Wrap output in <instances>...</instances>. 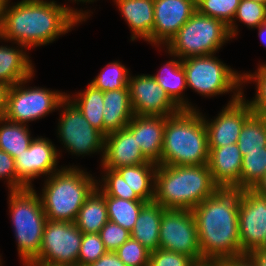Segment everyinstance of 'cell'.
<instances>
[{"label": "cell", "mask_w": 266, "mask_h": 266, "mask_svg": "<svg viewBox=\"0 0 266 266\" xmlns=\"http://www.w3.org/2000/svg\"><path fill=\"white\" fill-rule=\"evenodd\" d=\"M107 252L99 233H83L78 266H88Z\"/></svg>", "instance_id": "39"}, {"label": "cell", "mask_w": 266, "mask_h": 266, "mask_svg": "<svg viewBox=\"0 0 266 266\" xmlns=\"http://www.w3.org/2000/svg\"><path fill=\"white\" fill-rule=\"evenodd\" d=\"M7 0H0V34L2 30V25H3V11H4V6L6 4Z\"/></svg>", "instance_id": "50"}, {"label": "cell", "mask_w": 266, "mask_h": 266, "mask_svg": "<svg viewBox=\"0 0 266 266\" xmlns=\"http://www.w3.org/2000/svg\"><path fill=\"white\" fill-rule=\"evenodd\" d=\"M101 181L97 180V186L108 196L125 199L141 200L133 190H130L122 176L112 169H102Z\"/></svg>", "instance_id": "37"}, {"label": "cell", "mask_w": 266, "mask_h": 266, "mask_svg": "<svg viewBox=\"0 0 266 266\" xmlns=\"http://www.w3.org/2000/svg\"><path fill=\"white\" fill-rule=\"evenodd\" d=\"M96 188L105 196L109 221L117 223L131 232L141 209L147 202L143 200H125L108 196L98 186Z\"/></svg>", "instance_id": "30"}, {"label": "cell", "mask_w": 266, "mask_h": 266, "mask_svg": "<svg viewBox=\"0 0 266 266\" xmlns=\"http://www.w3.org/2000/svg\"><path fill=\"white\" fill-rule=\"evenodd\" d=\"M100 238L107 251L115 252L131 236L130 231L117 223L108 221L99 232Z\"/></svg>", "instance_id": "40"}, {"label": "cell", "mask_w": 266, "mask_h": 266, "mask_svg": "<svg viewBox=\"0 0 266 266\" xmlns=\"http://www.w3.org/2000/svg\"><path fill=\"white\" fill-rule=\"evenodd\" d=\"M17 45H0V81L10 86L35 75V67L26 52L28 49Z\"/></svg>", "instance_id": "23"}, {"label": "cell", "mask_w": 266, "mask_h": 266, "mask_svg": "<svg viewBox=\"0 0 266 266\" xmlns=\"http://www.w3.org/2000/svg\"><path fill=\"white\" fill-rule=\"evenodd\" d=\"M249 1H254V2L266 5V0H249Z\"/></svg>", "instance_id": "52"}, {"label": "cell", "mask_w": 266, "mask_h": 266, "mask_svg": "<svg viewBox=\"0 0 266 266\" xmlns=\"http://www.w3.org/2000/svg\"><path fill=\"white\" fill-rule=\"evenodd\" d=\"M128 88L135 115L167 117L181 110L151 74H130Z\"/></svg>", "instance_id": "15"}, {"label": "cell", "mask_w": 266, "mask_h": 266, "mask_svg": "<svg viewBox=\"0 0 266 266\" xmlns=\"http://www.w3.org/2000/svg\"><path fill=\"white\" fill-rule=\"evenodd\" d=\"M115 252L126 266H148L151 253V251L132 237L124 242Z\"/></svg>", "instance_id": "38"}, {"label": "cell", "mask_w": 266, "mask_h": 266, "mask_svg": "<svg viewBox=\"0 0 266 266\" xmlns=\"http://www.w3.org/2000/svg\"><path fill=\"white\" fill-rule=\"evenodd\" d=\"M32 188L8 191V208L17 251L22 265L28 266L39 255L47 221L41 199Z\"/></svg>", "instance_id": "6"}, {"label": "cell", "mask_w": 266, "mask_h": 266, "mask_svg": "<svg viewBox=\"0 0 266 266\" xmlns=\"http://www.w3.org/2000/svg\"><path fill=\"white\" fill-rule=\"evenodd\" d=\"M194 266H221L220 261H202L196 263Z\"/></svg>", "instance_id": "49"}, {"label": "cell", "mask_w": 266, "mask_h": 266, "mask_svg": "<svg viewBox=\"0 0 266 266\" xmlns=\"http://www.w3.org/2000/svg\"><path fill=\"white\" fill-rule=\"evenodd\" d=\"M131 30L130 41H146L154 27V0H113Z\"/></svg>", "instance_id": "21"}, {"label": "cell", "mask_w": 266, "mask_h": 266, "mask_svg": "<svg viewBox=\"0 0 266 266\" xmlns=\"http://www.w3.org/2000/svg\"><path fill=\"white\" fill-rule=\"evenodd\" d=\"M166 209L155 202L147 203L134 224L130 236L149 251L159 248V231L162 214Z\"/></svg>", "instance_id": "25"}, {"label": "cell", "mask_w": 266, "mask_h": 266, "mask_svg": "<svg viewBox=\"0 0 266 266\" xmlns=\"http://www.w3.org/2000/svg\"><path fill=\"white\" fill-rule=\"evenodd\" d=\"M166 119L165 116L134 114L126 127L136 137L144 157L156 164H161Z\"/></svg>", "instance_id": "19"}, {"label": "cell", "mask_w": 266, "mask_h": 266, "mask_svg": "<svg viewBox=\"0 0 266 266\" xmlns=\"http://www.w3.org/2000/svg\"><path fill=\"white\" fill-rule=\"evenodd\" d=\"M241 190L218 188L192 213L197 226L202 261H220L243 256L238 228Z\"/></svg>", "instance_id": "2"}, {"label": "cell", "mask_w": 266, "mask_h": 266, "mask_svg": "<svg viewBox=\"0 0 266 266\" xmlns=\"http://www.w3.org/2000/svg\"><path fill=\"white\" fill-rule=\"evenodd\" d=\"M208 136L199 109H181L167 116L161 164L170 166L208 163Z\"/></svg>", "instance_id": "4"}, {"label": "cell", "mask_w": 266, "mask_h": 266, "mask_svg": "<svg viewBox=\"0 0 266 266\" xmlns=\"http://www.w3.org/2000/svg\"><path fill=\"white\" fill-rule=\"evenodd\" d=\"M142 163L153 162L144 157L136 137L127 128L110 132L105 136V150L100 164L102 169L115 170Z\"/></svg>", "instance_id": "18"}, {"label": "cell", "mask_w": 266, "mask_h": 266, "mask_svg": "<svg viewBox=\"0 0 266 266\" xmlns=\"http://www.w3.org/2000/svg\"><path fill=\"white\" fill-rule=\"evenodd\" d=\"M237 146L242 154L264 151L266 147V116L253 113L244 123Z\"/></svg>", "instance_id": "31"}, {"label": "cell", "mask_w": 266, "mask_h": 266, "mask_svg": "<svg viewBox=\"0 0 266 266\" xmlns=\"http://www.w3.org/2000/svg\"><path fill=\"white\" fill-rule=\"evenodd\" d=\"M69 1H70V2L73 1L72 3L75 2V3H77V4H78V2H79V3L82 2L83 4H84V3H88V4H89V3H92V2H94V1H96V0H69Z\"/></svg>", "instance_id": "51"}, {"label": "cell", "mask_w": 266, "mask_h": 266, "mask_svg": "<svg viewBox=\"0 0 266 266\" xmlns=\"http://www.w3.org/2000/svg\"><path fill=\"white\" fill-rule=\"evenodd\" d=\"M240 0H196V10L229 26L233 22Z\"/></svg>", "instance_id": "36"}, {"label": "cell", "mask_w": 266, "mask_h": 266, "mask_svg": "<svg viewBox=\"0 0 266 266\" xmlns=\"http://www.w3.org/2000/svg\"><path fill=\"white\" fill-rule=\"evenodd\" d=\"M248 256L253 260L256 266H266V250L256 249L251 251Z\"/></svg>", "instance_id": "46"}, {"label": "cell", "mask_w": 266, "mask_h": 266, "mask_svg": "<svg viewBox=\"0 0 266 266\" xmlns=\"http://www.w3.org/2000/svg\"><path fill=\"white\" fill-rule=\"evenodd\" d=\"M156 163H142L115 169L127 182L130 190L143 201L150 203L154 199Z\"/></svg>", "instance_id": "27"}, {"label": "cell", "mask_w": 266, "mask_h": 266, "mask_svg": "<svg viewBox=\"0 0 266 266\" xmlns=\"http://www.w3.org/2000/svg\"><path fill=\"white\" fill-rule=\"evenodd\" d=\"M130 72L119 61L109 62L90 84L101 91H111L128 87Z\"/></svg>", "instance_id": "33"}, {"label": "cell", "mask_w": 266, "mask_h": 266, "mask_svg": "<svg viewBox=\"0 0 266 266\" xmlns=\"http://www.w3.org/2000/svg\"><path fill=\"white\" fill-rule=\"evenodd\" d=\"M245 24L248 28H257L266 22V5L249 0H240L233 22L228 26L231 38H237V21ZM237 24V25H236Z\"/></svg>", "instance_id": "34"}, {"label": "cell", "mask_w": 266, "mask_h": 266, "mask_svg": "<svg viewBox=\"0 0 266 266\" xmlns=\"http://www.w3.org/2000/svg\"><path fill=\"white\" fill-rule=\"evenodd\" d=\"M58 110L61 112L57 124V137L67 152L78 157L100 153L102 163L105 135L92 127L67 96L61 101Z\"/></svg>", "instance_id": "9"}, {"label": "cell", "mask_w": 266, "mask_h": 266, "mask_svg": "<svg viewBox=\"0 0 266 266\" xmlns=\"http://www.w3.org/2000/svg\"><path fill=\"white\" fill-rule=\"evenodd\" d=\"M10 85L0 81V118H4L7 111Z\"/></svg>", "instance_id": "45"}, {"label": "cell", "mask_w": 266, "mask_h": 266, "mask_svg": "<svg viewBox=\"0 0 266 266\" xmlns=\"http://www.w3.org/2000/svg\"><path fill=\"white\" fill-rule=\"evenodd\" d=\"M238 228L243 255L263 245L266 236V198L252 189L241 190Z\"/></svg>", "instance_id": "13"}, {"label": "cell", "mask_w": 266, "mask_h": 266, "mask_svg": "<svg viewBox=\"0 0 266 266\" xmlns=\"http://www.w3.org/2000/svg\"><path fill=\"white\" fill-rule=\"evenodd\" d=\"M259 249L266 250V236H265V240L263 242V245Z\"/></svg>", "instance_id": "53"}, {"label": "cell", "mask_w": 266, "mask_h": 266, "mask_svg": "<svg viewBox=\"0 0 266 266\" xmlns=\"http://www.w3.org/2000/svg\"><path fill=\"white\" fill-rule=\"evenodd\" d=\"M260 42L266 48V22L259 25L257 28Z\"/></svg>", "instance_id": "48"}, {"label": "cell", "mask_w": 266, "mask_h": 266, "mask_svg": "<svg viewBox=\"0 0 266 266\" xmlns=\"http://www.w3.org/2000/svg\"><path fill=\"white\" fill-rule=\"evenodd\" d=\"M33 139L28 124L14 123L0 118V149L14 159L29 148Z\"/></svg>", "instance_id": "29"}, {"label": "cell", "mask_w": 266, "mask_h": 266, "mask_svg": "<svg viewBox=\"0 0 266 266\" xmlns=\"http://www.w3.org/2000/svg\"><path fill=\"white\" fill-rule=\"evenodd\" d=\"M88 266H126L118 257L116 252L107 251L97 261Z\"/></svg>", "instance_id": "43"}, {"label": "cell", "mask_w": 266, "mask_h": 266, "mask_svg": "<svg viewBox=\"0 0 266 266\" xmlns=\"http://www.w3.org/2000/svg\"><path fill=\"white\" fill-rule=\"evenodd\" d=\"M252 190L255 191L257 194H259L260 196L266 198V174L264 178L259 183H257Z\"/></svg>", "instance_id": "47"}, {"label": "cell", "mask_w": 266, "mask_h": 266, "mask_svg": "<svg viewBox=\"0 0 266 266\" xmlns=\"http://www.w3.org/2000/svg\"><path fill=\"white\" fill-rule=\"evenodd\" d=\"M78 167L61 166L44 180L38 195L47 220L74 222L83 203L97 187V179Z\"/></svg>", "instance_id": "5"}, {"label": "cell", "mask_w": 266, "mask_h": 266, "mask_svg": "<svg viewBox=\"0 0 266 266\" xmlns=\"http://www.w3.org/2000/svg\"><path fill=\"white\" fill-rule=\"evenodd\" d=\"M218 188L208 164H157L153 202L165 209L192 210Z\"/></svg>", "instance_id": "3"}, {"label": "cell", "mask_w": 266, "mask_h": 266, "mask_svg": "<svg viewBox=\"0 0 266 266\" xmlns=\"http://www.w3.org/2000/svg\"><path fill=\"white\" fill-rule=\"evenodd\" d=\"M60 152L50 139L34 137L29 148L15 158L17 178L27 188L34 187V179L47 178L60 170L57 167L59 156H62Z\"/></svg>", "instance_id": "14"}, {"label": "cell", "mask_w": 266, "mask_h": 266, "mask_svg": "<svg viewBox=\"0 0 266 266\" xmlns=\"http://www.w3.org/2000/svg\"><path fill=\"white\" fill-rule=\"evenodd\" d=\"M108 221L105 196L95 188L80 208L74 224L82 233H99Z\"/></svg>", "instance_id": "26"}, {"label": "cell", "mask_w": 266, "mask_h": 266, "mask_svg": "<svg viewBox=\"0 0 266 266\" xmlns=\"http://www.w3.org/2000/svg\"><path fill=\"white\" fill-rule=\"evenodd\" d=\"M10 2L4 6L0 41L20 44L28 51L53 43L91 16L89 9L78 10L55 0Z\"/></svg>", "instance_id": "1"}, {"label": "cell", "mask_w": 266, "mask_h": 266, "mask_svg": "<svg viewBox=\"0 0 266 266\" xmlns=\"http://www.w3.org/2000/svg\"><path fill=\"white\" fill-rule=\"evenodd\" d=\"M196 262L189 256L158 248L151 251L148 266H194Z\"/></svg>", "instance_id": "41"}, {"label": "cell", "mask_w": 266, "mask_h": 266, "mask_svg": "<svg viewBox=\"0 0 266 266\" xmlns=\"http://www.w3.org/2000/svg\"><path fill=\"white\" fill-rule=\"evenodd\" d=\"M33 77L34 75L10 87L4 117L6 120L27 125L57 110L66 97L67 93L55 89L52 91L46 87H27L26 84Z\"/></svg>", "instance_id": "10"}, {"label": "cell", "mask_w": 266, "mask_h": 266, "mask_svg": "<svg viewBox=\"0 0 266 266\" xmlns=\"http://www.w3.org/2000/svg\"><path fill=\"white\" fill-rule=\"evenodd\" d=\"M222 108L214 119L209 120L203 115L209 148L237 143L245 121L254 113L246 100L244 90L240 99L233 103L228 102Z\"/></svg>", "instance_id": "16"}, {"label": "cell", "mask_w": 266, "mask_h": 266, "mask_svg": "<svg viewBox=\"0 0 266 266\" xmlns=\"http://www.w3.org/2000/svg\"><path fill=\"white\" fill-rule=\"evenodd\" d=\"M1 257H2V255H0V266H2V264H3L2 263L3 261H2V258Z\"/></svg>", "instance_id": "55"}, {"label": "cell", "mask_w": 266, "mask_h": 266, "mask_svg": "<svg viewBox=\"0 0 266 266\" xmlns=\"http://www.w3.org/2000/svg\"><path fill=\"white\" fill-rule=\"evenodd\" d=\"M159 248L185 254L202 262L197 226L191 210L166 209L162 214Z\"/></svg>", "instance_id": "12"}, {"label": "cell", "mask_w": 266, "mask_h": 266, "mask_svg": "<svg viewBox=\"0 0 266 266\" xmlns=\"http://www.w3.org/2000/svg\"><path fill=\"white\" fill-rule=\"evenodd\" d=\"M82 237L74 222L47 220L39 255L31 264L78 266Z\"/></svg>", "instance_id": "11"}, {"label": "cell", "mask_w": 266, "mask_h": 266, "mask_svg": "<svg viewBox=\"0 0 266 266\" xmlns=\"http://www.w3.org/2000/svg\"><path fill=\"white\" fill-rule=\"evenodd\" d=\"M231 39L224 22L196 10L165 48L169 53L185 59L216 54Z\"/></svg>", "instance_id": "8"}, {"label": "cell", "mask_w": 266, "mask_h": 266, "mask_svg": "<svg viewBox=\"0 0 266 266\" xmlns=\"http://www.w3.org/2000/svg\"><path fill=\"white\" fill-rule=\"evenodd\" d=\"M6 180L9 191L27 187L17 178L15 159L0 149V180Z\"/></svg>", "instance_id": "42"}, {"label": "cell", "mask_w": 266, "mask_h": 266, "mask_svg": "<svg viewBox=\"0 0 266 266\" xmlns=\"http://www.w3.org/2000/svg\"><path fill=\"white\" fill-rule=\"evenodd\" d=\"M28 266H46V265H41V264H29Z\"/></svg>", "instance_id": "54"}, {"label": "cell", "mask_w": 266, "mask_h": 266, "mask_svg": "<svg viewBox=\"0 0 266 266\" xmlns=\"http://www.w3.org/2000/svg\"><path fill=\"white\" fill-rule=\"evenodd\" d=\"M266 174V147L264 151L247 152L242 158L240 190L253 189Z\"/></svg>", "instance_id": "32"}, {"label": "cell", "mask_w": 266, "mask_h": 266, "mask_svg": "<svg viewBox=\"0 0 266 266\" xmlns=\"http://www.w3.org/2000/svg\"><path fill=\"white\" fill-rule=\"evenodd\" d=\"M165 52L170 57H173L172 60L165 62L155 75L152 74V77L180 109H197L198 107L189 102L188 98L184 95L187 89V81L182 59L169 53L167 50Z\"/></svg>", "instance_id": "22"}, {"label": "cell", "mask_w": 266, "mask_h": 266, "mask_svg": "<svg viewBox=\"0 0 266 266\" xmlns=\"http://www.w3.org/2000/svg\"><path fill=\"white\" fill-rule=\"evenodd\" d=\"M242 158L237 143L209 148L207 164L213 181L219 188L240 190Z\"/></svg>", "instance_id": "20"}, {"label": "cell", "mask_w": 266, "mask_h": 266, "mask_svg": "<svg viewBox=\"0 0 266 266\" xmlns=\"http://www.w3.org/2000/svg\"><path fill=\"white\" fill-rule=\"evenodd\" d=\"M66 96L77 106L92 127L104 134V92L88 83L84 90H80L72 96L70 94H66Z\"/></svg>", "instance_id": "28"}, {"label": "cell", "mask_w": 266, "mask_h": 266, "mask_svg": "<svg viewBox=\"0 0 266 266\" xmlns=\"http://www.w3.org/2000/svg\"><path fill=\"white\" fill-rule=\"evenodd\" d=\"M215 55L182 59L187 88L206 98L233 92L229 100L233 103L243 96V73L232 69Z\"/></svg>", "instance_id": "7"}, {"label": "cell", "mask_w": 266, "mask_h": 266, "mask_svg": "<svg viewBox=\"0 0 266 266\" xmlns=\"http://www.w3.org/2000/svg\"><path fill=\"white\" fill-rule=\"evenodd\" d=\"M196 11V0H154V27L146 40L165 47Z\"/></svg>", "instance_id": "17"}, {"label": "cell", "mask_w": 266, "mask_h": 266, "mask_svg": "<svg viewBox=\"0 0 266 266\" xmlns=\"http://www.w3.org/2000/svg\"><path fill=\"white\" fill-rule=\"evenodd\" d=\"M253 82L256 86V92L253 99H248L251 110L258 115L266 116V62L258 64L257 70L254 72H243V88L246 83Z\"/></svg>", "instance_id": "35"}, {"label": "cell", "mask_w": 266, "mask_h": 266, "mask_svg": "<svg viewBox=\"0 0 266 266\" xmlns=\"http://www.w3.org/2000/svg\"><path fill=\"white\" fill-rule=\"evenodd\" d=\"M221 266H256L248 255L220 260Z\"/></svg>", "instance_id": "44"}, {"label": "cell", "mask_w": 266, "mask_h": 266, "mask_svg": "<svg viewBox=\"0 0 266 266\" xmlns=\"http://www.w3.org/2000/svg\"><path fill=\"white\" fill-rule=\"evenodd\" d=\"M104 135L126 128L134 116L130 104L129 88L104 91Z\"/></svg>", "instance_id": "24"}]
</instances>
